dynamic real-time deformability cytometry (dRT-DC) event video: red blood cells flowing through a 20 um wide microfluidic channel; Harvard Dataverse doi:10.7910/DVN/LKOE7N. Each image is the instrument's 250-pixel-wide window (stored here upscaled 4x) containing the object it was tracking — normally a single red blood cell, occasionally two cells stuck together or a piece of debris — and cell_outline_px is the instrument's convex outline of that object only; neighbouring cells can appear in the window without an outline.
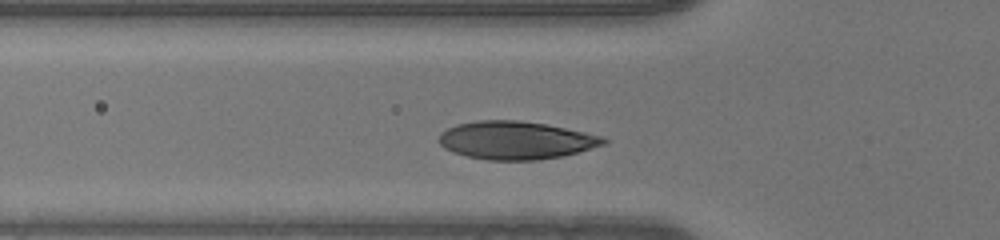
{"species": "human", "species_latin": "Homo sapiens", "temperature_condition": "warm", "stored_images_in_passage": 32, "camera_frame_rate_fps": 3000, "um_per_image_px": 0.085, "donor": {"sex": "male"}, "frame": {"image": 1, "passage_image": 8, "time_ms": 2.333, "image_size_px": [1000, 240], "cell_outline_px": [[608, 140], [604, 144], [576, 152], [560, 156], [536, 160], [488, 160], [468, 156], [452, 152], [444, 148], [436, 140], [440, 132], [456, 124], [476, 120], [516, 120], [544, 124], [604, 136]], "centroid_in_image_um": [43.78, 11.92], "position_along_channel_um": 82.0, "area_um2": 36.3}}
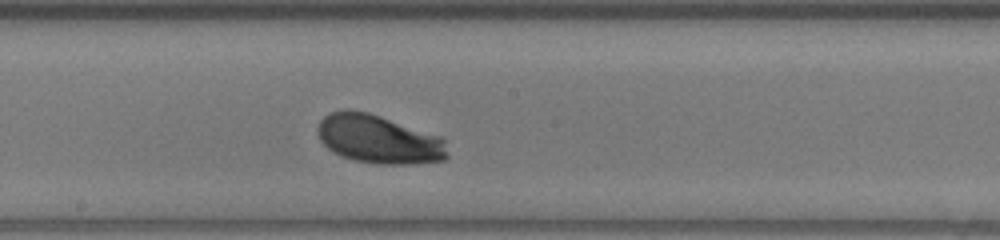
{"frame": {"image": 2, "passage_image": 18, "time_ms": 5.667, "image_size_px": [1000, 240], "cell_outline_px": [[448, 156], [444, 160], [416, 164], [376, 164], [356, 160], [340, 156], [332, 152], [320, 140], [316, 132], [316, 128], [320, 120], [328, 112], [348, 108], [368, 112], [440, 136], [444, 140]], "centroid_in_image_um": [32.14, 11.83], "position_along_channel_um": 216.1, "area_um2": 37.05}}
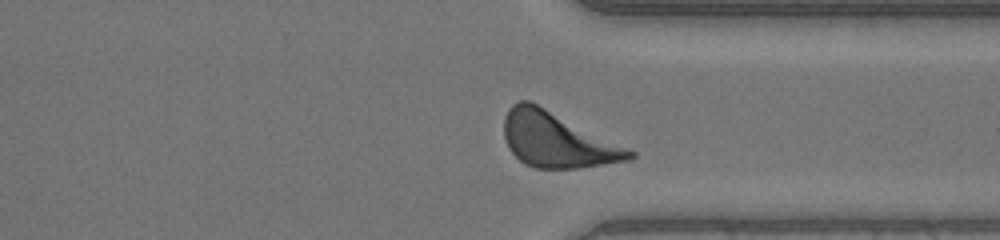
{"frame": {"image": 3, "passage_image": 29, "time_ms": 9.333, "image_size_px": [1000, 240], "cell_outline_px": [[636, 156], [628, 160], [576, 168], [536, 168], [524, 164], [508, 148], [504, 136], [504, 116], [508, 108], [512, 104], [520, 100], [528, 100], [628, 148], [636, 152]], "centroid_in_image_um": [47.31, 11.89], "position_along_channel_um": 364.1, "area_um2": 39.59}}